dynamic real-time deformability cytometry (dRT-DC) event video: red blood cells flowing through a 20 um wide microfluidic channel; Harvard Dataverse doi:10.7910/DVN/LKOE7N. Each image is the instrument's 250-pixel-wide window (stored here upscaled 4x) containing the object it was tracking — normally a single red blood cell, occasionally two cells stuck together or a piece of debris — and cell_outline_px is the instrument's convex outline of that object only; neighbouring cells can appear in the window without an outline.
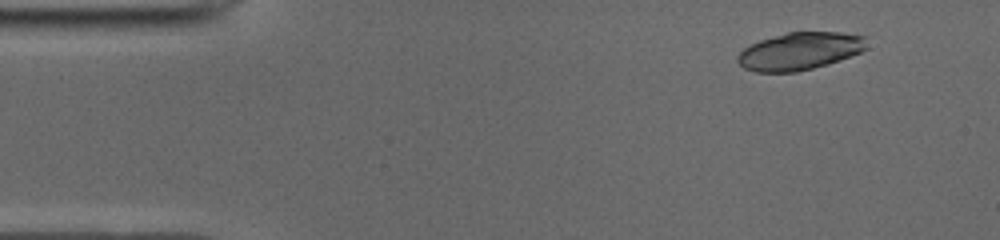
{"species": "common noctule bat (a hibernating species)", "species_latin": "Nyctalus noctula", "temperature_condition": "cold", "stored_images_in_passage": 50, "camera_frame_rate_fps": 3000, "um_per_image_px": 0.085, "animal": {"sex": "male", "body_mass_g": 19.0, "forearm_length_mm": 50.8}, "frame": {"image": 1, "passage_image": 5, "time_ms": 1.333, "image_size_px": [1000, 240], "cell_outline_px": [[868, 48], [860, 52], [840, 60], [828, 64], [796, 72], [756, 72], [744, 68], [736, 60], [736, 56], [744, 48], [760, 40], [788, 32], [840, 32], [868, 36]], "centroid_in_image_um": [68.02, 4.34], "position_along_channel_um": 17.0, "area_um2": 28.38}}